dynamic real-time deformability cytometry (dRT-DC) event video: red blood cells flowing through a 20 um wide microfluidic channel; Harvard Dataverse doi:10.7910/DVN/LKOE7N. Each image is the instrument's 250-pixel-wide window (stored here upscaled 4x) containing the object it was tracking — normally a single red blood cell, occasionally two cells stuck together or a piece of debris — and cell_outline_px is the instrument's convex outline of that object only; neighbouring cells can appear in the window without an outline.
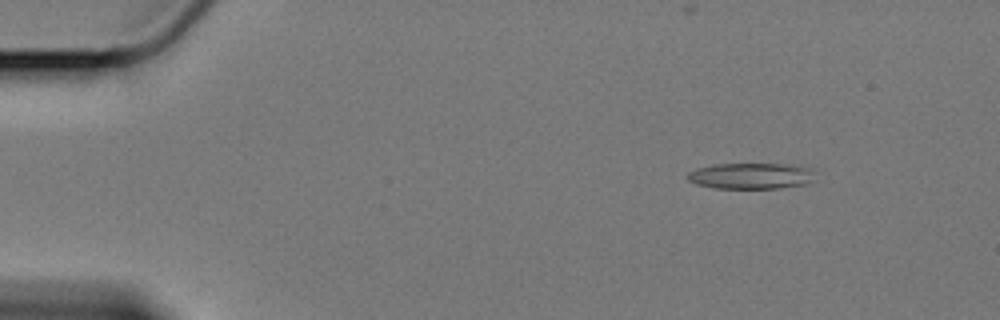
{"species": "Egyptian fruit bat (a non-hibernating species)", "species_latin": "Rousettus aegyptiacus", "temperature_condition": "cold", "stored_images_in_passage": 61, "camera_frame_rate_fps": 3000, "um_per_image_px": 0.085, "animal": {"sex": "female"}, "frame": {"image": 1, "passage_image": 8, "time_ms": 2.333, "image_size_px": [1000, 320], "cell_outline_px": [[816, 180], [808, 184], [780, 188], [716, 188], [696, 184], [688, 180], [684, 176], [688, 172], [696, 168], [712, 164], [788, 164], [812, 168], [816, 172]], "centroid_in_image_um": [63.88, 14.95], "position_along_channel_um": 21.1, "area_um2": 19.83}}
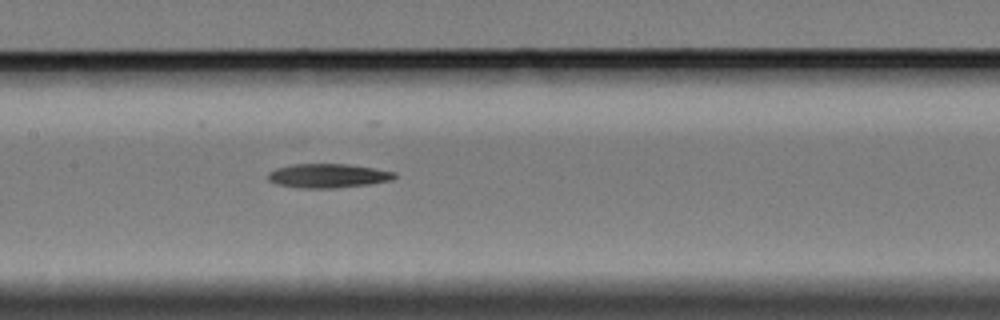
{"frame": {"image": 2, "passage_image": 30, "time_ms": 9.667, "image_size_px": [1000, 320], "cell_outline_px": [[396, 176], [392, 180], [368, 184], [336, 188], [296, 188], [276, 184], [268, 180], [268, 172], [276, 168], [292, 164], [348, 164], [396, 172]], "centroid_in_image_um": [27.84, 14.94], "position_along_channel_um": 179.6, "area_um2": 17.8}}
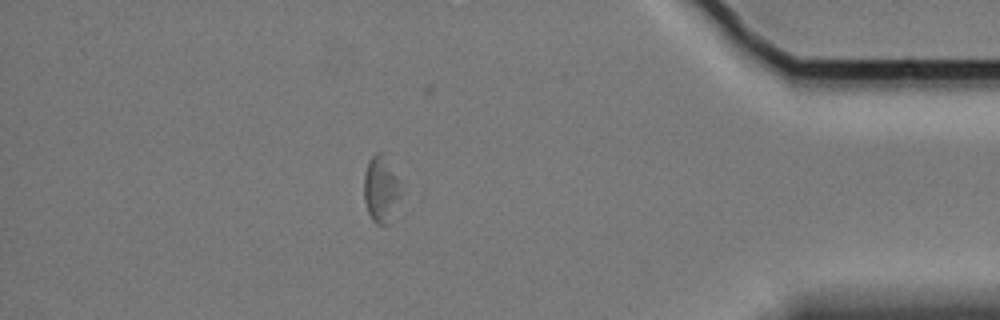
{"frame": {"image": 3, "passage_image": 53, "time_ms": 17.333, "image_size_px": [1000, 320], "cell_outline_px": [[400, 196], [388, 224], [376, 224], [372, 220], [368, 212], [364, 200], [364, 172], [368, 160], [376, 152], [380, 152], [400, 180]], "centroid_in_image_um": [32.36, 16.09], "position_along_channel_um": 402.8, "area_um2": 14.05}}